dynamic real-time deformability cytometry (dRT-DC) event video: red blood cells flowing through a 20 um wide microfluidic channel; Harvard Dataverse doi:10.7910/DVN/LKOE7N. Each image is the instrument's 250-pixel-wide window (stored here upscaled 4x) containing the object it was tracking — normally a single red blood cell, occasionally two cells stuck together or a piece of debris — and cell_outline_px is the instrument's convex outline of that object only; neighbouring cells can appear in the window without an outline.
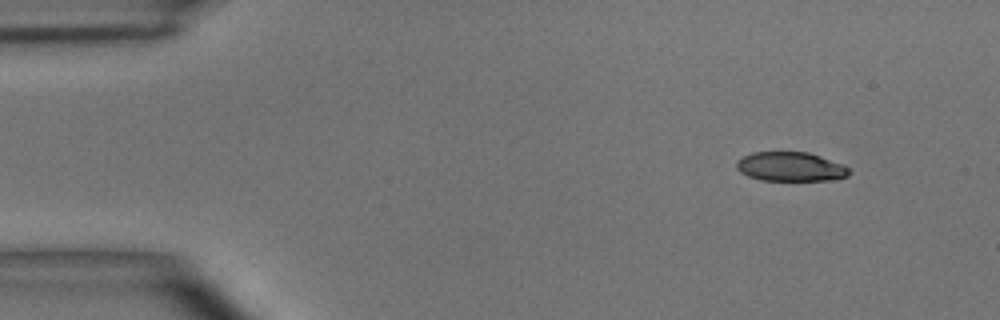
{"species": "common noctule bat (a hibernating species)", "species_latin": "Nyctalus noctula", "temperature_condition": "room temperature", "stored_images_in_passage": 4, "camera_frame_rate_fps": 3000, "um_per_image_px": 0.085, "animal": {"sex": "male", "body_mass_g": 15.6}, "frame": {"image": 1, "passage_image": 1, "time_ms": 0.0, "image_size_px": [1000, 320], "cell_outline_px": [[852, 172], [848, 176], [828, 180], [760, 180], [748, 176], [740, 172], [736, 168], [736, 160], [752, 152], [808, 152], [844, 164]], "centroid_in_image_um": [67.19, 14.16], "position_along_channel_um": 17.8, "area_um2": 19.25}}
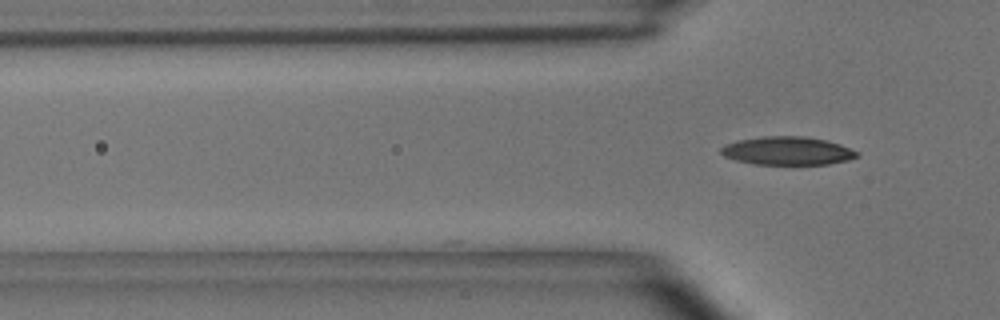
{"frame": {"image": 2, "passage_image": 4, "time_ms": 3.333, "image_size_px": [1000, 320], "cell_outline_px": [[860, 156], [848, 160], [828, 164], [752, 164], [736, 160], [724, 156], [720, 152], [720, 148], [724, 144], [736, 140], [764, 136], [804, 136], [828, 140], [840, 144], [860, 152]], "centroid_in_image_um": [66.94, 12.81], "position_along_channel_um": 58.9, "area_um2": 22.66}}